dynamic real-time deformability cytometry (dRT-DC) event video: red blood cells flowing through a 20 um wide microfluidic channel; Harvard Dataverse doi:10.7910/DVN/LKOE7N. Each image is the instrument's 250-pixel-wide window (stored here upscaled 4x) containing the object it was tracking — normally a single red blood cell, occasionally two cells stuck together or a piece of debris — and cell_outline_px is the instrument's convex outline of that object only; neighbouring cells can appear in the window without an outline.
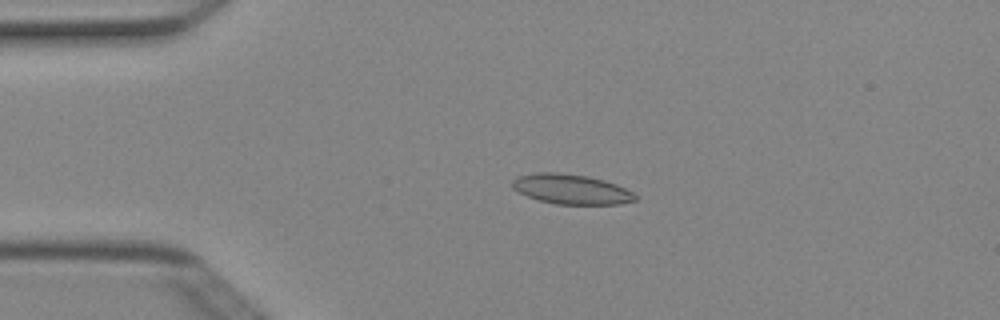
{"species": "Egyptian fruit bat (a non-hibernating species)", "species_latin": "Rousettus aegyptiacus", "temperature_condition": "cold", "stored_images_in_passage": 2, "camera_frame_rate_fps": 3000, "um_per_image_px": 0.085, "animal": {"sex": "female"}, "frame": {"image": 1, "passage_image": 2, "time_ms": 0.333, "image_size_px": [1000, 320], "cell_outline_px": [[636, 200], [620, 204], [556, 204], [540, 200], [528, 196], [512, 188], [512, 180], [516, 176], [536, 172], [556, 172], [588, 176], [604, 180], [616, 184], [632, 192], [636, 196]], "centroid_in_image_um": [48.53, 16.07], "position_along_channel_um": 36.5, "area_um2": 21.33}}